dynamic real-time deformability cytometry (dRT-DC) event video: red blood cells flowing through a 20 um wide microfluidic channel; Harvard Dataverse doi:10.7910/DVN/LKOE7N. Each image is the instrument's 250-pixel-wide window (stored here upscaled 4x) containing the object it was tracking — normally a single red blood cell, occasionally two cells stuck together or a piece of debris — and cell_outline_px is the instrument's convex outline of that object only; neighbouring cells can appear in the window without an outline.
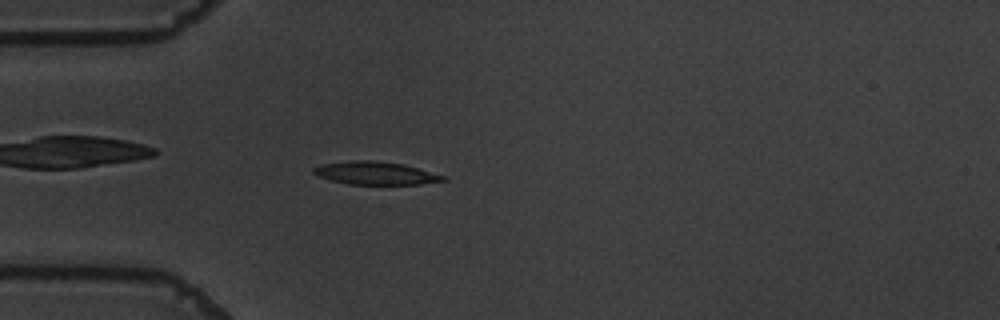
{"species": "common noctule bat (a hibernating species)", "species_latin": "Nyctalus noctula", "temperature_condition": "warm", "stored_images_in_passage": 55, "camera_frame_rate_fps": 3000, "um_per_image_px": 0.085, "animal": {"sex": "male", "body_mass_g": 19.5, "forearm_length_mm": 54.6}, "frame": {"image": 1, "passage_image": 15, "time_ms": 4.667, "image_size_px": [1000, 320], "cell_outline_px": [[448, 180], [420, 184], [348, 184], [316, 176], [312, 172], [312, 168], [320, 164], [352, 160], [372, 160], [404, 164], [444, 176]], "centroid_in_image_um": [31.86, 14.71], "position_along_channel_um": 53.1, "area_um2": 17.28}}
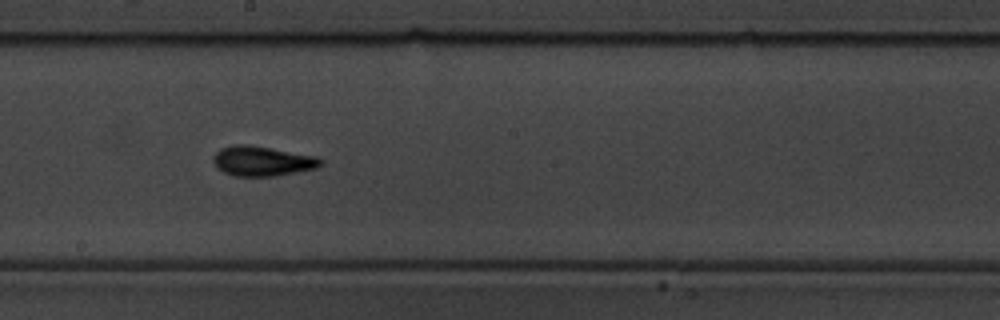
{"frame": {"image": 2, "passage_image": 30, "time_ms": 9.667, "image_size_px": [1000, 320], "cell_outline_px": [[324, 164], [316, 168], [276, 176], [236, 176], [224, 172], [216, 168], [212, 160], [212, 156], [220, 148], [232, 144], [248, 144], [316, 156], [324, 160]], "centroid_in_image_um": [22.27, 13.68], "position_along_channel_um": 225.9, "area_um2": 18.9}}
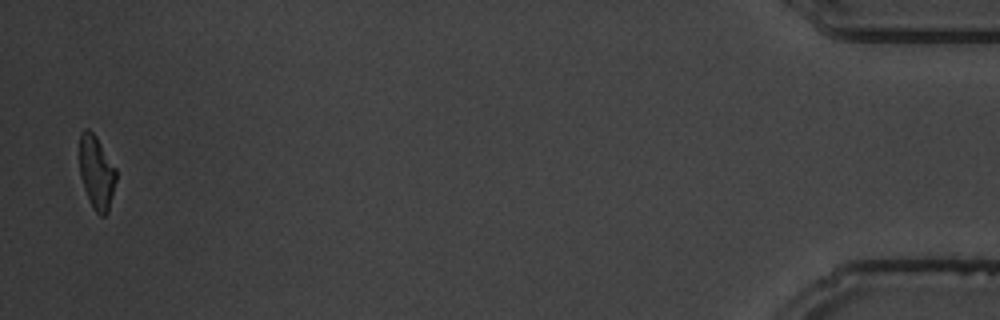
{"frame": {"image": 3, "passage_image": 54, "time_ms": 17.667, "image_size_px": [1000, 320], "cell_outline_px": [[116, 180], [108, 212], [104, 216], [100, 216], [92, 208], [84, 188], [80, 176], [80, 132], [84, 128], [88, 128], [96, 136], [116, 168]], "centroid_in_image_um": [8.2, 14.65], "position_along_channel_um": 427.0, "area_um2": 15.66}, "authors_computed_cell_mechanics": {"area_um2": 17.051, "velocity_mm_per_s": 3.6156, "shape_relaxation_time_tau1_ms": 3.8446, "shape_relaxation_time_tau2_ms": 2.1673, "deformation_change_tau1": 0.1706, "deformation_change_tau2": 0.0926}}